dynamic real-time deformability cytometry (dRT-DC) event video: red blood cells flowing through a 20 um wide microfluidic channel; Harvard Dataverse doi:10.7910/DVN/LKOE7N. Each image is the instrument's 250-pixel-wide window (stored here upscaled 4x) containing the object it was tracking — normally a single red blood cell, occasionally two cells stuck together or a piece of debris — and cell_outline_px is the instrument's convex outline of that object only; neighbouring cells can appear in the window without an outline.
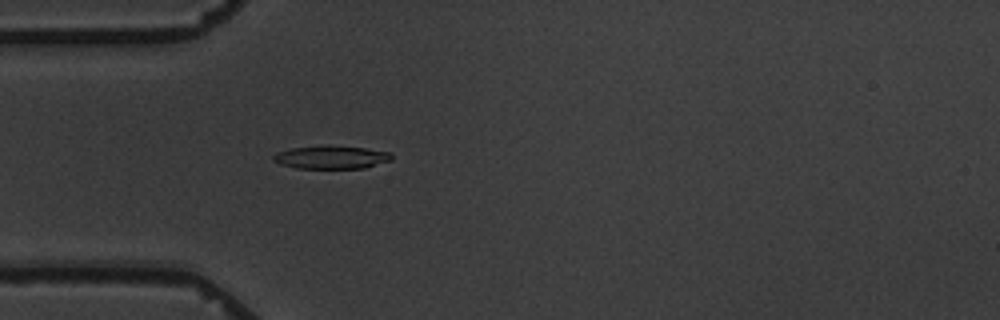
{"species": "common noctule bat (a hibernating species)", "species_latin": "Nyctalus noctula", "temperature_condition": "warm", "stored_images_in_passage": 3, "camera_frame_rate_fps": 3000, "um_per_image_px": 0.085, "animal": {"sex": "male", "body_mass_g": 19.5, "forearm_length_mm": 54.6}, "frame": {"image": 1, "passage_image": 3, "time_ms": 2.0, "image_size_px": [1000, 320], "cell_outline_px": [[392, 160], [364, 168], [296, 168], [280, 164], [272, 160], [272, 156], [276, 152], [292, 148], [324, 144], [328, 144], [364, 148], [392, 152]], "centroid_in_image_um": [28.14, 13.35], "position_along_channel_um": 56.9, "area_um2": 16.24}}